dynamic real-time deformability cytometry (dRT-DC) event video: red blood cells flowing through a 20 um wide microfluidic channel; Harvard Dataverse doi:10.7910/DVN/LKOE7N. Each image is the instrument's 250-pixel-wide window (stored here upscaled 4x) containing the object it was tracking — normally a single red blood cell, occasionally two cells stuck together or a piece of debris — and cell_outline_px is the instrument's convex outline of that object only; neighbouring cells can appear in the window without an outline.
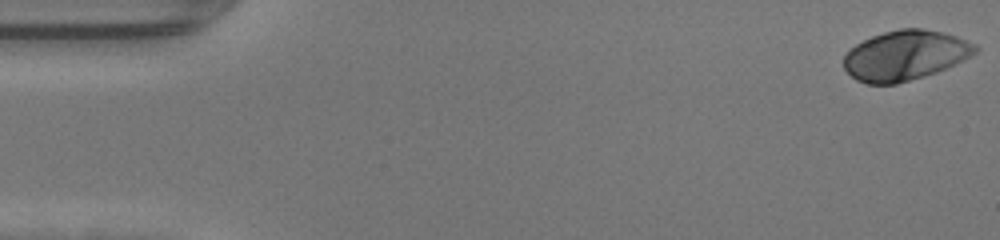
{"species": "human", "species_latin": "Homo sapiens", "temperature_condition": "warm", "stored_images_in_passage": 12, "camera_frame_rate_fps": 3000, "um_per_image_px": 0.085, "donor": {"sex": "female"}, "frame": {"image": 1, "passage_image": 1, "time_ms": 0.0, "image_size_px": [1000, 240], "cell_outline_px": [[980, 48], [976, 52], [964, 60], [936, 72], [924, 76], [896, 84], [868, 84], [856, 80], [844, 68], [844, 56], [856, 44], [872, 36], [884, 32], [900, 28], [924, 28], [956, 36], [976, 44]], "centroid_in_image_um": [76.95, 4.7], "position_along_channel_um": 8.1, "area_um2": 38.03}}